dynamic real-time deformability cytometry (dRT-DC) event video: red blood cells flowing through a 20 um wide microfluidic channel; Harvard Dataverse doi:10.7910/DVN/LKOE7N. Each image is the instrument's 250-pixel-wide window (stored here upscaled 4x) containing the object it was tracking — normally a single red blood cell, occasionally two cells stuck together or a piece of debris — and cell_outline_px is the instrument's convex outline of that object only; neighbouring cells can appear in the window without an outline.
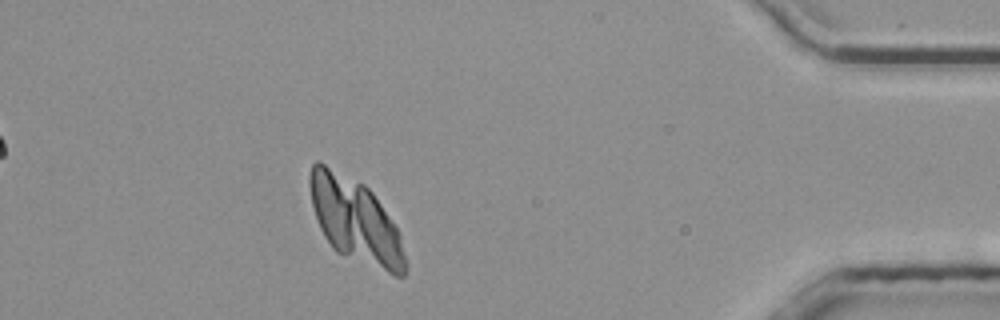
{"species": "common noctule bat (a hibernating species)", "species_latin": "Nyctalus noctula", "temperature_condition": "room temperature", "stored_images_in_passage": 49, "camera_frame_rate_fps": 3000, "um_per_image_px": 0.085, "animal": {"sex": "male", "body_mass_g": 20.4}, "frame": {"image": 1, "passage_image": 42, "time_ms": 13.667, "image_size_px": [1000, 320], "cell_outline_px": [[408, 264], [404, 276], [396, 276], [336, 252], [332, 248], [324, 236], [320, 228], [312, 204], [308, 184], [308, 176], [312, 164], [316, 160], [320, 160], [364, 184], [372, 192], [396, 228], [400, 236]], "centroid_in_image_um": [30.17, 18.72], "position_along_channel_um": 405.0, "area_um2": 46.88}}